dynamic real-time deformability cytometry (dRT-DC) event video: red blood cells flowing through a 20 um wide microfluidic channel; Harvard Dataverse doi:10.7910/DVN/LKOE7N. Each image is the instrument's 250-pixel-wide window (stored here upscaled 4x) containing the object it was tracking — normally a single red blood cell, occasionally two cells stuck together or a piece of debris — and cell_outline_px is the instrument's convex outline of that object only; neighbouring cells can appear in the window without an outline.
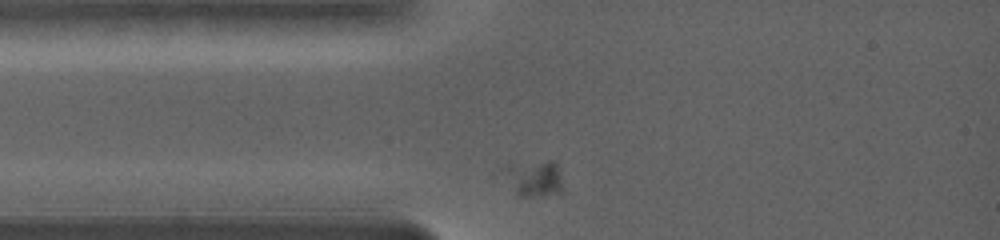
{"species": "common noctule bat (a hibernating species)", "species_latin": "Nyctalus noctula", "temperature_condition": "warm", "stored_images_in_passage": 29, "camera_frame_rate_fps": 5000, "um_per_image_px": 0.085, "animal": {"sex": "female", "body_mass_g": 19.0, "forearm_length_mm": 56.7}, "frame": {"image": 1, "passage_image": 1, "time_ms": 0.0, "image_size_px": [1000, 240], "cell_outline_px": [[564, 192], [544, 196], [516, 196], [504, 160], [556, 160], [560, 168]], "centroid_in_image_um": [45.48, 15.07], "position_along_channel_um": 39.5, "area_um2": 13.06}}
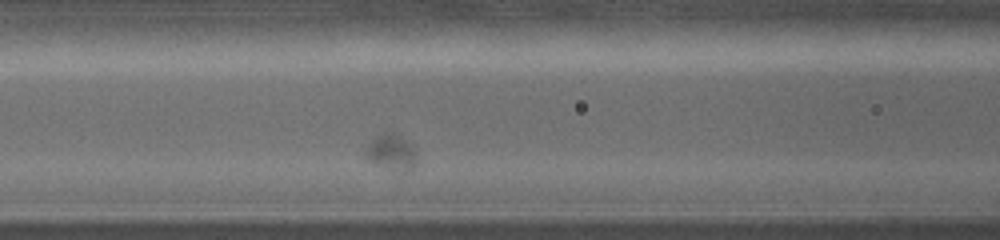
{"frame": {"image": 2, "passage_image": 9, "time_ms": 3.0, "image_size_px": [1000, 240], "cell_outline_px": [[416, 164], [412, 168], [392, 172], [364, 160], [360, 152], [368, 144], [384, 136], [388, 136], [404, 140], [416, 152]], "centroid_in_image_um": [33.16, 13.1], "position_along_channel_um": 133.4, "area_um2": 10.17}}